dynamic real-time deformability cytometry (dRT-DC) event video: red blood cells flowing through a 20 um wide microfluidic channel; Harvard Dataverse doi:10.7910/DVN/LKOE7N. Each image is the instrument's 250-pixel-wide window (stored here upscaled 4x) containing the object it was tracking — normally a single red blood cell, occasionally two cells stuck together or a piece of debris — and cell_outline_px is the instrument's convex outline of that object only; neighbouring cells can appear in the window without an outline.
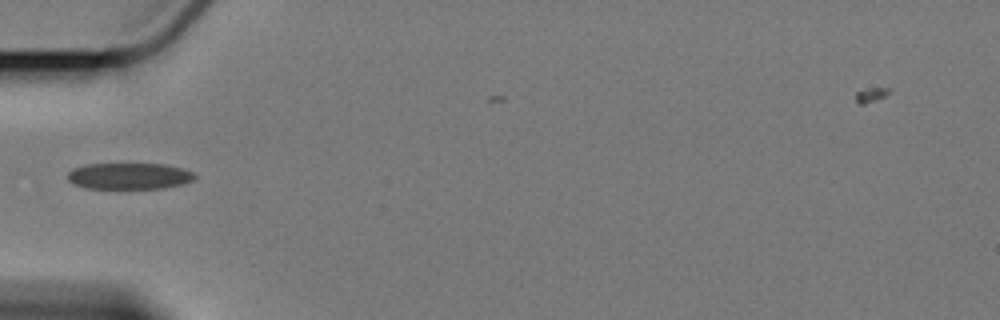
{"species": "Egyptian fruit bat (a non-hibernating species)", "species_latin": "Rousettus aegyptiacus", "temperature_condition": "cold", "stored_images_in_passage": 12, "camera_frame_rate_fps": 3000, "um_per_image_px": 0.085, "animal": {"sex": "female"}, "frame": {"image": 1, "passage_image": 2, "time_ms": 1.333, "image_size_px": [1000, 320], "cell_outline_px": [[196, 176], [192, 180], [180, 184], [160, 188], [88, 188], [72, 184], [68, 180], [68, 172], [72, 168], [84, 164], [164, 164], [180, 168], [192, 172]], "centroid_in_image_um": [10.91, 14.95], "position_along_channel_um": 74.1, "area_um2": 19.31}}
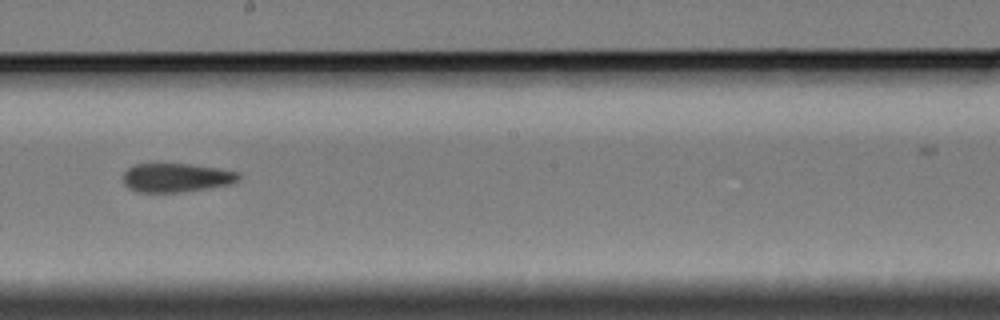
{"frame": {"image": 2, "passage_image": 6, "time_ms": 6.0, "image_size_px": [1000, 320], "cell_outline_px": [[240, 176], [236, 180], [228, 184], [208, 188], [180, 192], [136, 192], [128, 188], [124, 184], [124, 172], [128, 168], [136, 164], [192, 164], [240, 172]], "centroid_in_image_um": [14.95, 15.1], "position_along_channel_um": 233.2, "area_um2": 19.25}}
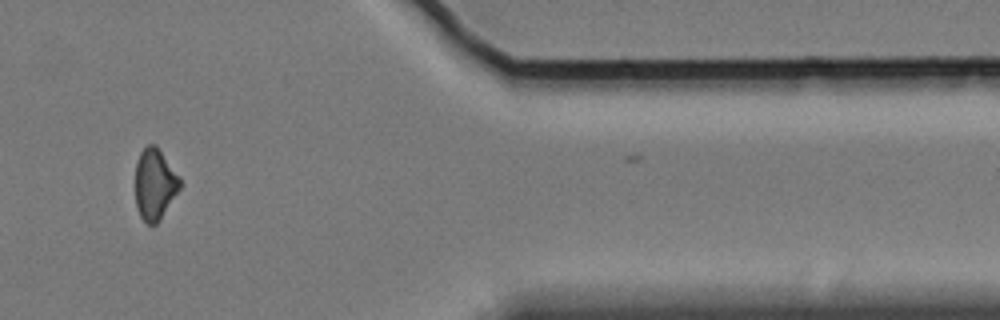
{"frame": {"image": 3, "passage_image": 10, "time_ms": 11.667, "image_size_px": [1000, 320], "cell_outline_px": [[180, 188], [160, 220], [156, 224], [148, 224], [140, 216], [136, 208], [136, 160], [140, 152], [148, 144], [156, 144], [180, 176]], "centroid_in_image_um": [13.15, 15.63], "position_along_channel_um": 398.2, "area_um2": 18.55}, "authors_computed_cell_mechanics": {"area_um2": 19.7387, "velocity_mm_per_s": 3.3935, "shape_relaxation_time_tau1_ms": null, "shape_relaxation_time_tau2_ms": 4.2288, "deformation_change_tau1": null, "deformation_change_tau2": 0.1071}}